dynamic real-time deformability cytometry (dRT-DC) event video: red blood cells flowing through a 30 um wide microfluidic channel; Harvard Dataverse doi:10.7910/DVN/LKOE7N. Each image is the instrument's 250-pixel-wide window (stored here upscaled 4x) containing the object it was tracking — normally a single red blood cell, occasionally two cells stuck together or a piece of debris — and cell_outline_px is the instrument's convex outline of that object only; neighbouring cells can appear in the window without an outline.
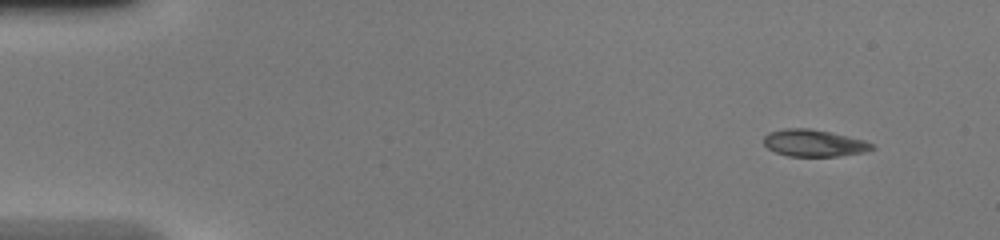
{"species": "common noctule bat (a hibernating species)", "species_latin": "Nyctalus noctula", "temperature_condition": "warm", "stored_images_in_passage": 43, "camera_frame_rate_fps": 3000, "um_per_image_px": 0.085, "animal": {"sex": "female", "body_mass_g": 20.0, "forearm_length_mm": 54.0}, "frame": {"image": 1, "passage_image": 1, "time_ms": 0.0, "image_size_px": [1000, 240], "cell_outline_px": [[876, 148], [864, 152], [836, 156], [788, 156], [776, 152], [768, 148], [764, 144], [764, 136], [768, 132], [784, 128], [808, 128], [828, 132], [864, 140], [872, 144]], "centroid_in_image_um": [69.15, 12.16], "position_along_channel_um": 15.8, "area_um2": 16.82}}
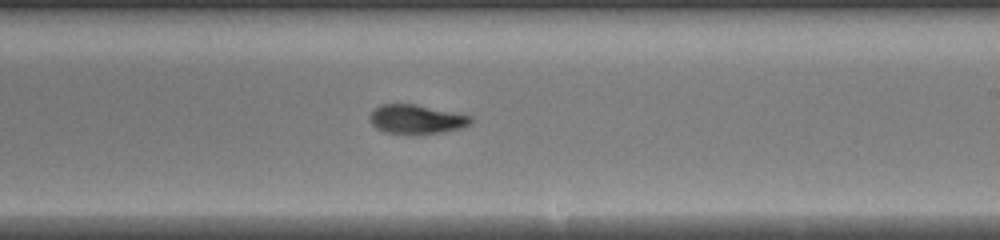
{"frame": {"image": 2, "passage_image": 25, "time_ms": 8.0, "image_size_px": [1000, 240], "cell_outline_px": [[472, 124], [460, 128], [440, 132], [384, 132], [376, 128], [372, 124], [368, 116], [380, 104], [416, 104], [472, 116]], "centroid_in_image_um": [35.4, 10.1], "position_along_channel_um": 253.6, "area_um2": 16.65}}
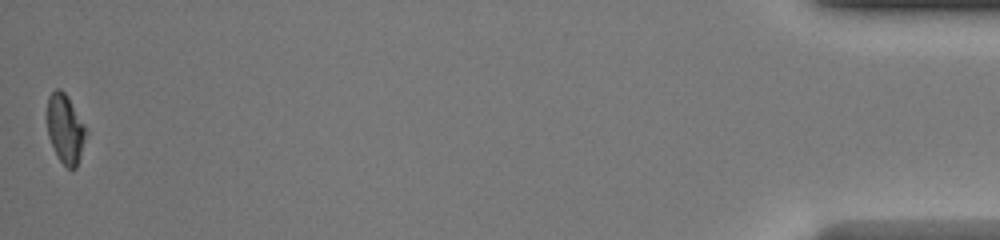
{"frame": {"image": 3, "passage_image": 43, "time_ms": 14.0, "image_size_px": [1000, 240], "cell_outline_px": [[88, 132], [76, 168], [68, 168], [56, 156], [48, 136], [48, 96], [56, 88], [60, 88], [68, 96], [84, 124]], "centroid_in_image_um": [5.56, 10.95], "position_along_channel_um": 429.6, "area_um2": 15.61}}